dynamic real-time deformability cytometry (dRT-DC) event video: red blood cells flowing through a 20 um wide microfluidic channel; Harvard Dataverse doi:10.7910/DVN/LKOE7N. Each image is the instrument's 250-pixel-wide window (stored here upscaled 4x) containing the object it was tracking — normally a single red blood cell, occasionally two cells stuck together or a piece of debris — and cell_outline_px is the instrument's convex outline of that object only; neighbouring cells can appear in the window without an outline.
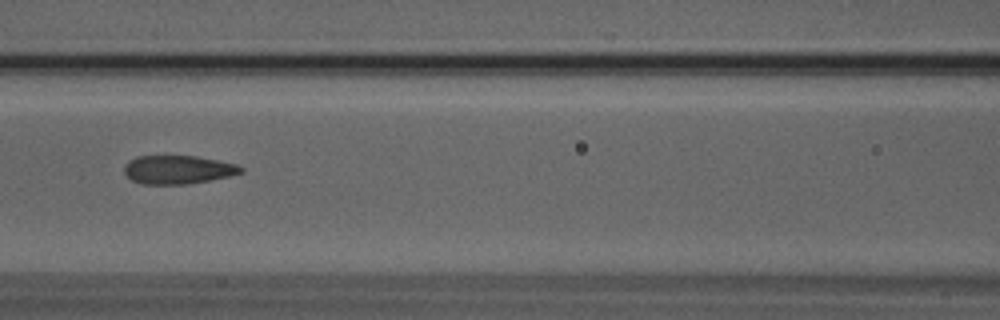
{"species": "Egyptian fruit bat (a non-hibernating species)", "species_latin": "Rousettus aegyptiacus", "temperature_condition": "room temperature", "stored_images_in_passage": 51, "camera_frame_rate_fps": 3000, "um_per_image_px": 0.085, "animal": {"sex": "male"}, "frame": {"image": 1, "passage_image": 22, "time_ms": 7.0, "image_size_px": [1000, 320], "cell_outline_px": [[244, 172], [228, 176], [188, 184], [140, 184], [132, 180], [124, 172], [124, 164], [128, 160], [136, 156], [196, 156], [236, 164], [244, 168]], "centroid_in_image_um": [15.09, 14.42], "position_along_channel_um": 151.5, "area_um2": 19.36}}
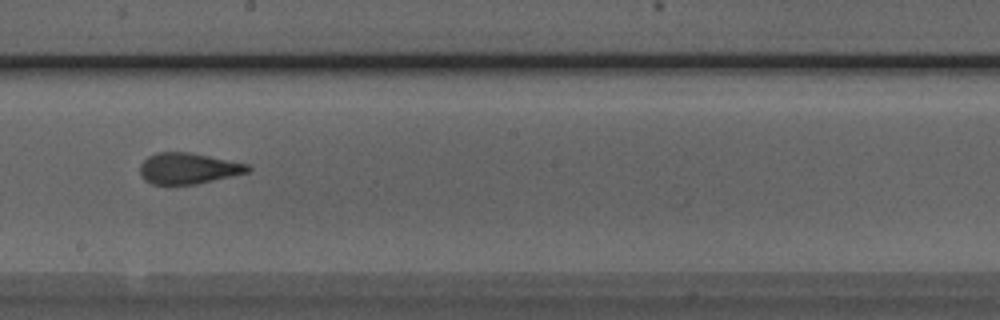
{"frame": {"image": 2, "passage_image": 28, "time_ms": 9.0, "image_size_px": [1000, 320], "cell_outline_px": [[252, 168], [248, 172], [232, 176], [196, 184], [152, 184], [144, 180], [140, 176], [140, 164], [148, 156], [156, 152], [192, 152], [248, 164]], "centroid_in_image_um": [15.98, 14.31], "position_along_channel_um": 232.2, "area_um2": 19.59}}
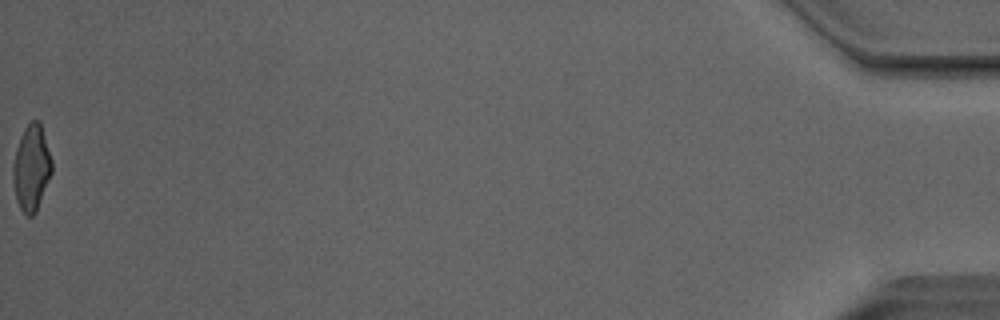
{"frame": {"image": 3, "passage_image": 51, "time_ms": 16.667, "image_size_px": [1000, 320], "cell_outline_px": [[52, 172], [36, 212], [32, 216], [28, 216], [20, 208], [16, 200], [12, 176], [12, 164], [16, 148], [20, 136], [24, 128], [32, 120], [40, 120], [52, 160]], "centroid_in_image_um": [2.66, 14.25], "position_along_channel_um": 432.5, "area_um2": 19.54}, "authors_computed_cell_mechanics": {"area_um2": 20.1722, "velocity_mm_per_s": 4.045, "shape_relaxation_time_tau1_ms": 8.7549, "shape_relaxation_time_tau2_ms": 1.0644, "deformation_change_tau1": 0.2277, "deformation_change_tau2": 0.0755}}